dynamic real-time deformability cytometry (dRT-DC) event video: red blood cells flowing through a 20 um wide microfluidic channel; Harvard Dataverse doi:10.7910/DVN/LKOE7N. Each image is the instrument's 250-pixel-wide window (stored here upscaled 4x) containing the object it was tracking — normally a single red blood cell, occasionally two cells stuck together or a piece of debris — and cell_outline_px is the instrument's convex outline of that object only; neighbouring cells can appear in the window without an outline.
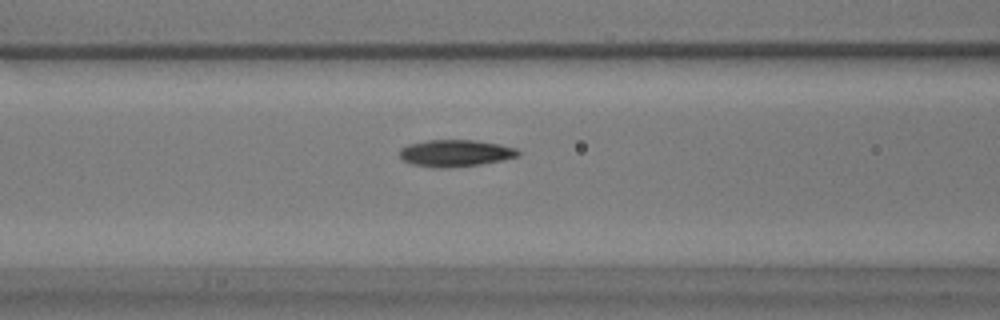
{"species": "common noctule bat (a hibernating species)", "species_latin": "Nyctalus noctula", "temperature_condition": "warm", "stored_images_in_passage": 40, "camera_frame_rate_fps": 3000, "um_per_image_px": 0.085, "animal": {"sex": "male", "body_mass_g": 17.9}, "frame": {"image": 1, "passage_image": 18, "time_ms": 5.667, "image_size_px": [1000, 320], "cell_outline_px": [[520, 156], [480, 164], [444, 168], [436, 168], [412, 164], [404, 160], [400, 156], [400, 148], [408, 144], [428, 140], [476, 140], [500, 144], [516, 148], [520, 152]], "centroid_in_image_um": [38.71, 13.01], "position_along_channel_um": 127.9, "area_um2": 18.5}}
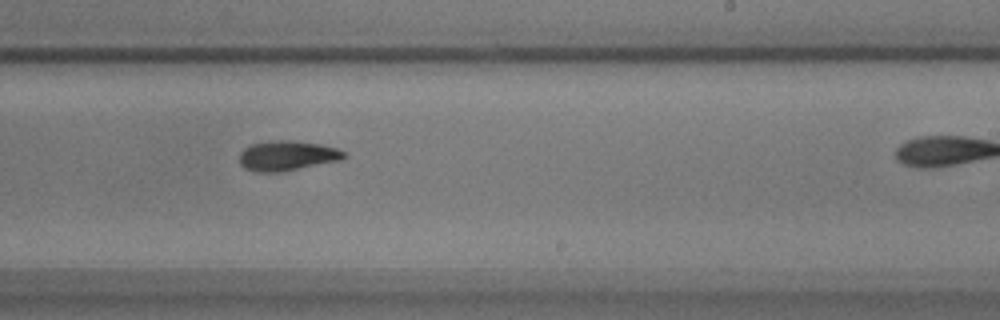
{"frame": {"image": 2, "passage_image": 29, "time_ms": 9.333, "image_size_px": [1000, 320], "cell_outline_px": [[348, 156], [344, 160], [280, 172], [256, 172], [244, 168], [240, 164], [240, 152], [248, 144], [276, 140], [292, 140], [324, 144], [336, 148], [344, 152]], "centroid_in_image_um": [24.44, 13.23], "position_along_channel_um": 264.6, "area_um2": 18.61}}
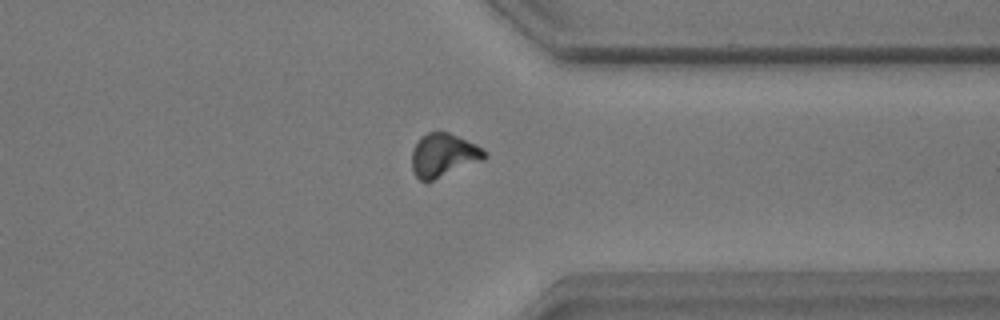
{"frame": {"image": 3, "passage_image": 38, "time_ms": 12.333, "image_size_px": [1000, 320], "cell_outline_px": [[488, 156], [484, 160], [432, 180], [420, 180], [412, 172], [412, 148], [420, 136], [428, 132], [448, 132], [476, 144], [488, 152]], "centroid_in_image_um": [37.7, 13.17], "position_along_channel_um": 373.7, "area_um2": 18.44}}